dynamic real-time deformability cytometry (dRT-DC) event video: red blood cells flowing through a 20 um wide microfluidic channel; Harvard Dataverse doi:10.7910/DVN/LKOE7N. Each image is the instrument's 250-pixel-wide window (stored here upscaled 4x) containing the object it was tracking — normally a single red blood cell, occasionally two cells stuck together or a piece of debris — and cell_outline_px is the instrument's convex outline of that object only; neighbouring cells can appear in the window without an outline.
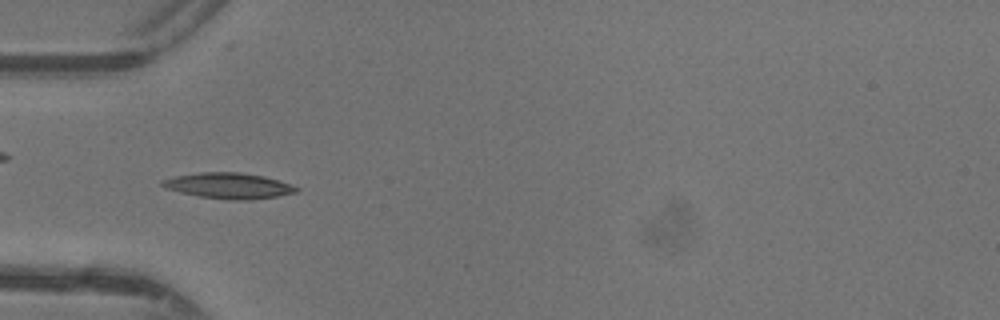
{"species": "common noctule bat (a hibernating species)", "species_latin": "Nyctalus noctula", "temperature_condition": "warm", "stored_images_in_passage": 47, "camera_frame_rate_fps": 3000, "um_per_image_px": 0.085, "animal": {"sex": "female"}, "frame": {"image": 1, "passage_image": 15, "time_ms": 4.667, "image_size_px": [1000, 320], "cell_outline_px": [[300, 188], [296, 192], [276, 196], [248, 200], [228, 200], [200, 196], [180, 192], [164, 188], [160, 184], [160, 180], [176, 176], [200, 172], [240, 172], [264, 176], [292, 184]], "centroid_in_image_um": [19.43, 15.78], "position_along_channel_um": 65.6, "area_um2": 20.11}}
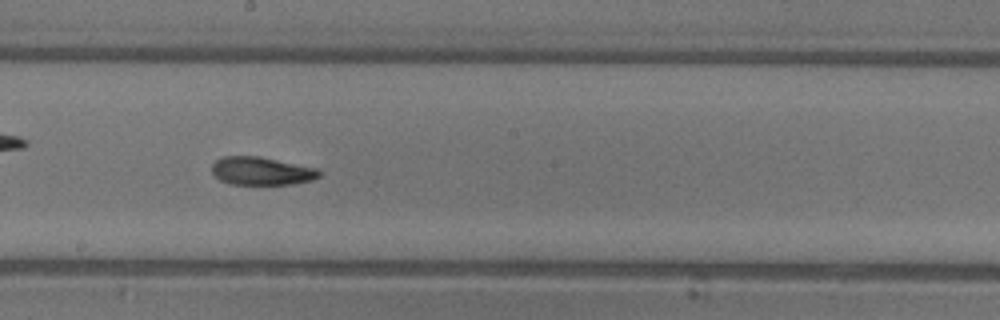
{"frame": {"image": 2, "passage_image": 26, "time_ms": 8.333, "image_size_px": [1000, 320], "cell_outline_px": [[320, 176], [312, 180], [292, 184], [228, 184], [220, 180], [212, 172], [212, 164], [216, 160], [224, 156], [260, 156], [320, 168]], "centroid_in_image_um": [22.25, 14.53], "position_along_channel_um": 225.9, "area_um2": 17.74}}
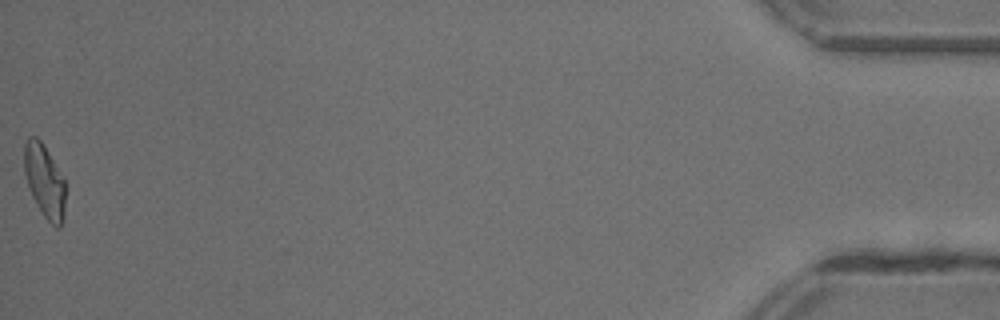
{"frame": {"image": 3, "passage_image": 47, "time_ms": 15.333, "image_size_px": [1000, 320], "cell_outline_px": [[64, 220], [60, 228], [56, 228], [44, 216], [32, 196], [24, 172], [24, 144], [28, 136], [36, 136], [44, 144], [64, 176]], "centroid_in_image_um": [3.79, 15.35], "position_along_channel_um": 431.4, "area_um2": 17.69}, "authors_computed_cell_mechanics": {"area_um2": 17.8024, "velocity_mm_per_s": 4.3929, "shape_relaxation_time_tau1_ms": 4.3793, "shape_relaxation_time_tau2_ms": 3.1518, "deformation_change_tau1": 0.1749, "deformation_change_tau2": 0.1024}}